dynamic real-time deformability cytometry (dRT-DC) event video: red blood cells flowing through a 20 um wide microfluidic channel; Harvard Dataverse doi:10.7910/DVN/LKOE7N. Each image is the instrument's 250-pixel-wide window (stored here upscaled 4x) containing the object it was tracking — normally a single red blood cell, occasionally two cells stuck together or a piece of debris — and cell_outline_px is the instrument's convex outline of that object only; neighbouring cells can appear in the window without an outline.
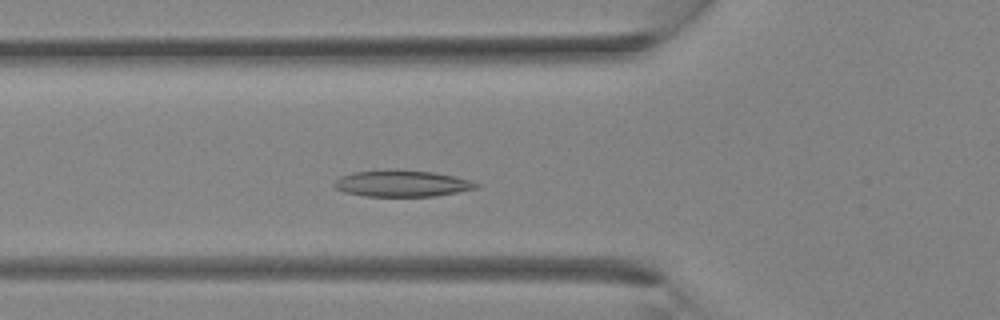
{"species": "Egyptian fruit bat (a non-hibernating species)", "species_latin": "Rousettus aegyptiacus", "temperature_condition": "room temperature", "stored_images_in_passage": 31, "camera_frame_rate_fps": 3000, "um_per_image_px": 0.085, "animal": {"sex": "female"}, "frame": {"image": 1, "passage_image": 9, "time_ms": 2.667, "image_size_px": [1000, 320], "cell_outline_px": [[480, 184], [476, 188], [456, 192], [432, 196], [364, 196], [344, 192], [336, 188], [332, 184], [340, 176], [352, 172], [388, 168], [392, 168], [432, 172], [456, 176], [472, 180]], "centroid_in_image_um": [34.13, 15.57], "position_along_channel_um": 91.7, "area_um2": 22.2}}
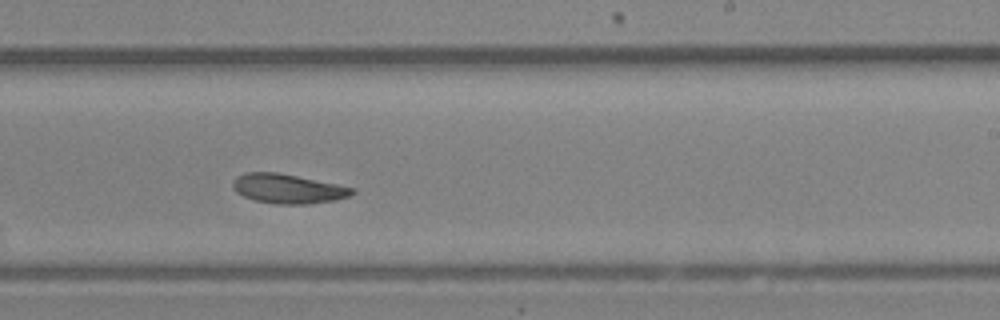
{"frame": {"image": 2, "passage_image": 18, "time_ms": 5.667, "image_size_px": [1000, 320], "cell_outline_px": [[356, 192], [348, 196], [336, 200], [308, 204], [276, 204], [256, 200], [244, 196], [236, 192], [232, 188], [232, 180], [236, 176], [244, 172], [276, 172], [356, 188]], "centroid_in_image_um": [24.45, 16.04], "position_along_channel_um": 264.6, "area_um2": 20.46}}
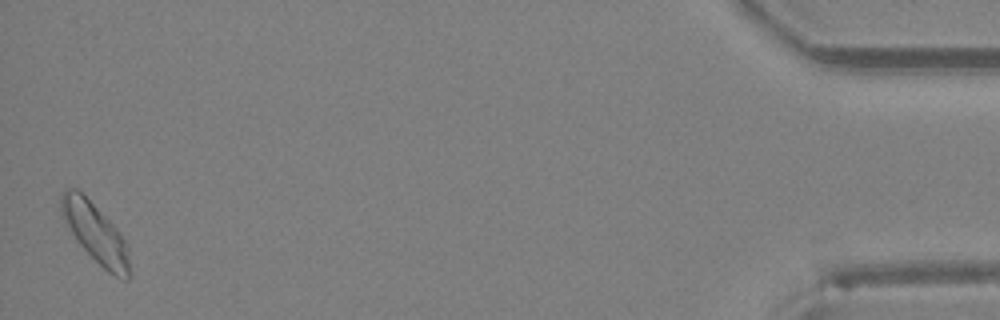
{"frame": {"image": 3, "passage_image": 31, "time_ms": 10.0, "image_size_px": [1000, 320], "cell_outline_px": [[132, 272], [128, 280], [124, 280], [108, 272], [76, 240], [64, 220], [60, 212], [60, 196], [68, 188], [76, 188], [116, 228], [124, 240], [128, 248]], "centroid_in_image_um": [8.13, 19.85], "position_along_channel_um": 427.1, "area_um2": 23.18}}